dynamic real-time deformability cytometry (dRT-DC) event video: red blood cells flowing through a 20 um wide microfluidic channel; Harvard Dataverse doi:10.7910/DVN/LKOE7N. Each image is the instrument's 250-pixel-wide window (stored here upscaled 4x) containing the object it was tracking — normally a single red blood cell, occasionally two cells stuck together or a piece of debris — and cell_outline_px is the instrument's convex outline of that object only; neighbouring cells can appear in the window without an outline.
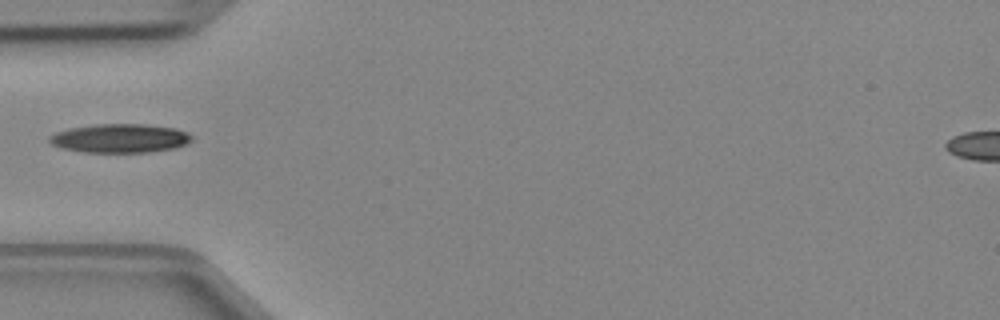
{"species": "Egyptian fruit bat (a non-hibernating species)", "species_latin": "Rousettus aegyptiacus", "temperature_condition": "cold", "stored_images_in_passage": 1, "camera_frame_rate_fps": 3000, "um_per_image_px": 0.085, "animal": {"sex": "female"}, "frame": {"image": 1, "passage_image": 1, "time_ms": 0.0, "image_size_px": [1000, 320], "cell_outline_px": [[192, 140], [188, 144], [176, 148], [148, 152], [84, 152], [60, 148], [52, 144], [48, 140], [48, 136], [56, 132], [68, 128], [96, 124], [144, 124], [176, 128], [192, 136]], "centroid_in_image_um": [10.18, 11.75], "position_along_channel_um": 74.8, "area_um2": 24.04}}